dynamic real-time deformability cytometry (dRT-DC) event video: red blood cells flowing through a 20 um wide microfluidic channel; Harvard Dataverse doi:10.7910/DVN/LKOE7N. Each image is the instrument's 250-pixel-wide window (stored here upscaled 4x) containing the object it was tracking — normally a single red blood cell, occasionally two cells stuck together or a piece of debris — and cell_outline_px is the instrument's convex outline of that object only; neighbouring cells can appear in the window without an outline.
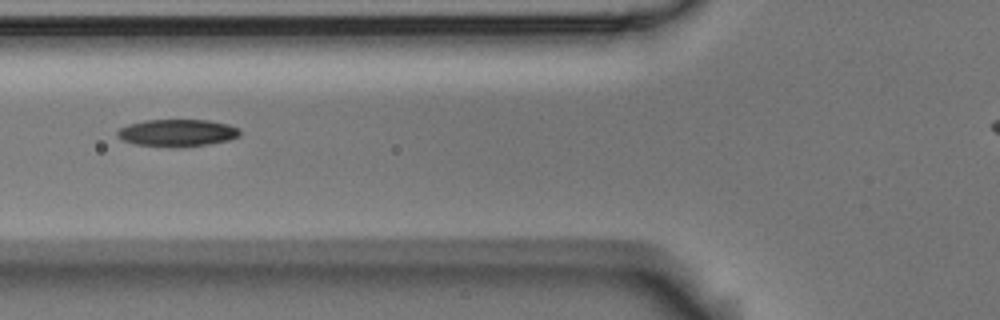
{"species": "Egyptian fruit bat (a non-hibernating species)", "species_latin": "Rousettus aegyptiacus", "temperature_condition": "room temperature", "stored_images_in_passage": 8, "camera_frame_rate_fps": 3000, "um_per_image_px": 0.085, "animal": {"sex": "male"}, "frame": {"image": 1, "passage_image": 3, "time_ms": 0.667, "image_size_px": [1000, 320], "cell_outline_px": [[240, 136], [228, 140], [208, 144], [180, 148], [168, 148], [136, 144], [124, 140], [116, 136], [116, 132], [120, 128], [128, 124], [144, 120], [208, 120], [228, 124], [236, 128], [240, 132]], "centroid_in_image_um": [15.04, 11.3], "position_along_channel_um": 110.8, "area_um2": 19.59}}
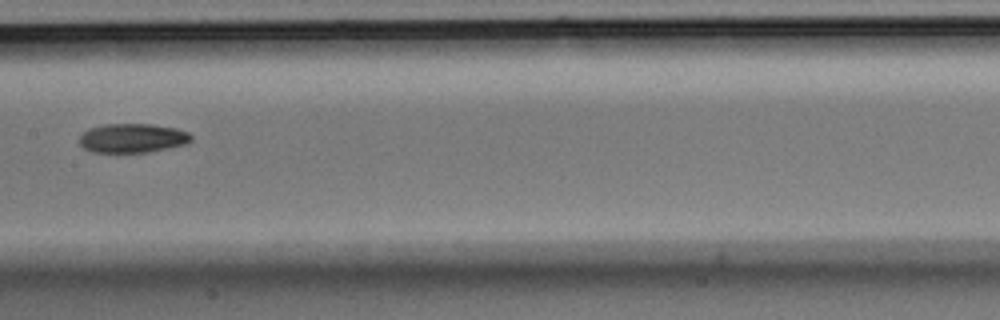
{"frame": {"image": 2, "passage_image": 5, "time_ms": 1.333, "image_size_px": [1000, 320], "cell_outline_px": [[192, 140], [184, 144], [148, 152], [92, 152], [84, 148], [80, 144], [80, 136], [88, 128], [104, 124], [152, 124], [176, 128], [188, 132], [192, 136]], "centroid_in_image_um": [11.25, 11.73], "position_along_channel_um": 196.2, "area_um2": 18.9}}
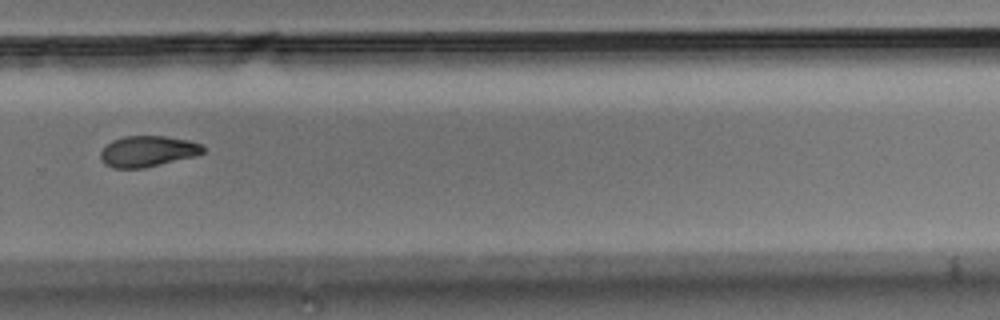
{"frame": {"image": 3, "passage_image": 8, "time_ms": 2.333, "image_size_px": [1000, 320], "cell_outline_px": [[204, 152], [192, 156], [144, 168], [112, 168], [104, 164], [100, 156], [100, 152], [112, 140], [124, 136], [164, 136], [188, 140], [200, 144], [204, 148]], "centroid_in_image_um": [12.51, 12.86], "position_along_channel_um": 317.3, "area_um2": 18.21}}